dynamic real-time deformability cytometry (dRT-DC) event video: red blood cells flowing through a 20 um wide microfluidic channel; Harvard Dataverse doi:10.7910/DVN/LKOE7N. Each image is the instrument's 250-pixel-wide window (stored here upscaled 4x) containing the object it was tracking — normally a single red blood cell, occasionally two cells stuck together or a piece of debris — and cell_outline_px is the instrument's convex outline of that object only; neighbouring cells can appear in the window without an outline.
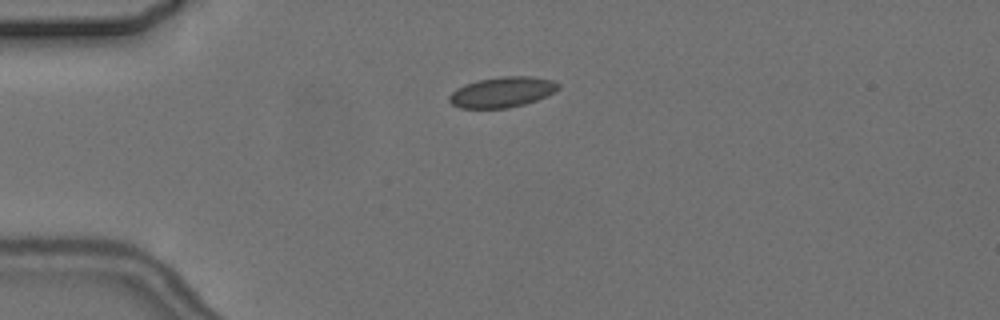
{"species": "common noctule bat (a hibernating species)", "species_latin": "Nyctalus noctula", "temperature_condition": "cold", "stored_images_in_passage": 4, "camera_frame_rate_fps": 3000, "um_per_image_px": 0.085, "animal": {"sex": "female", "body_mass_g": 24.6, "forearm_length_mm": 56.2}, "frame": {"image": 1, "passage_image": 2, "time_ms": 1.333, "image_size_px": [1000, 320], "cell_outline_px": [[560, 88], [548, 96], [524, 104], [508, 108], [460, 108], [452, 104], [448, 100], [448, 96], [456, 88], [464, 84], [480, 80], [500, 76], [532, 76], [552, 80], [560, 84]], "centroid_in_image_um": [42.69, 7.82], "position_along_channel_um": 42.3, "area_um2": 19.48}}